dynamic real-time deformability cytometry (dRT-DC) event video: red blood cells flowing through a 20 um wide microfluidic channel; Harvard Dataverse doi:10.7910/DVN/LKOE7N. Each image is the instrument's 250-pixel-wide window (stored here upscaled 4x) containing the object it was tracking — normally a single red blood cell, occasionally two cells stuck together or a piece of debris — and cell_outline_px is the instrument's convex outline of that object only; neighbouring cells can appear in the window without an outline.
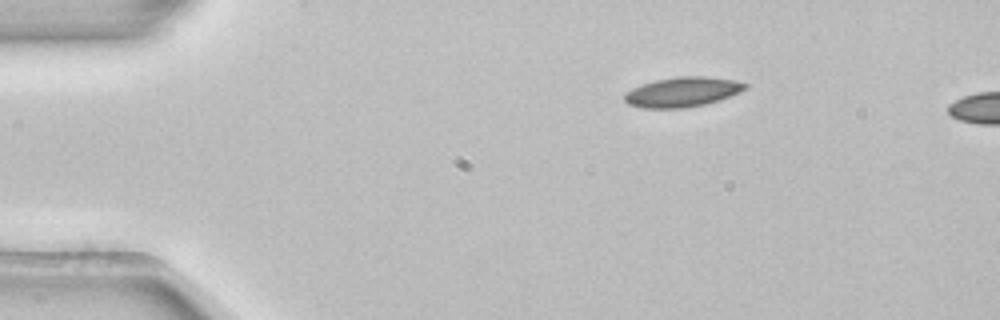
{"species": "common noctule bat (a hibernating species)", "species_latin": "Nyctalus noctula", "temperature_condition": "room temperature", "stored_images_in_passage": 2, "camera_frame_rate_fps": 3000, "um_per_image_px": 0.085, "animal": {"sex": "female", "body_mass_g": 22.7, "forearm_length_mm": 54.2}, "frame": {"image": 1, "passage_image": 1, "time_ms": 0.0, "image_size_px": [1000, 320], "cell_outline_px": [[748, 88], [740, 92], [720, 100], [704, 104], [684, 108], [640, 108], [628, 104], [624, 100], [624, 92], [632, 88], [656, 80], [680, 76], [708, 76], [736, 80], [748, 84]], "centroid_in_image_um": [58.02, 7.82], "position_along_channel_um": 27.0, "area_um2": 21.1}}